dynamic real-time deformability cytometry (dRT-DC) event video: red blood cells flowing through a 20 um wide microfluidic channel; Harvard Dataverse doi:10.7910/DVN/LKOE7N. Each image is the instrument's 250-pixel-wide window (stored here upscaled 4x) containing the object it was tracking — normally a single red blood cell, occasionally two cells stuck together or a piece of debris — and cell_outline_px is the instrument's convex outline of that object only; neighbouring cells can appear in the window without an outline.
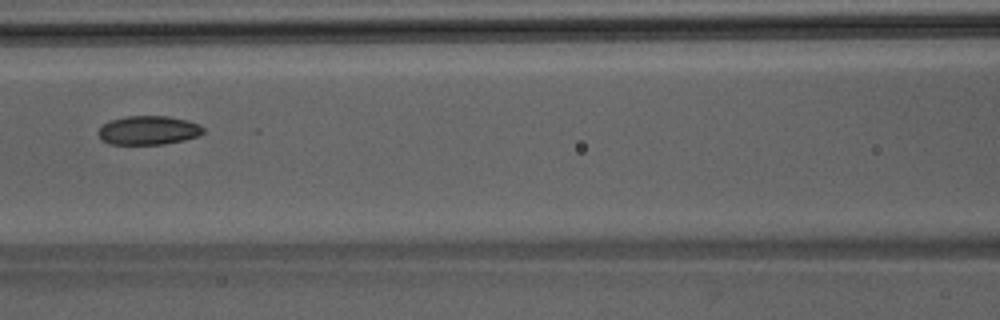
{"species": "Egyptian fruit bat (a non-hibernating species)", "species_latin": "Rousettus aegyptiacus", "temperature_condition": "room temperature", "stored_images_in_passage": 27, "camera_frame_rate_fps": 3000, "um_per_image_px": 0.085, "animal": {"sex": "male"}, "frame": {"image": 1, "passage_image": 7, "time_ms": 2.0, "image_size_px": [1000, 320], "cell_outline_px": [[204, 132], [196, 136], [184, 140], [164, 144], [108, 144], [100, 140], [96, 132], [108, 120], [124, 116], [168, 116], [188, 120], [200, 124], [204, 128]], "centroid_in_image_um": [12.58, 11.07], "position_along_channel_um": 154.0, "area_um2": 17.92}}
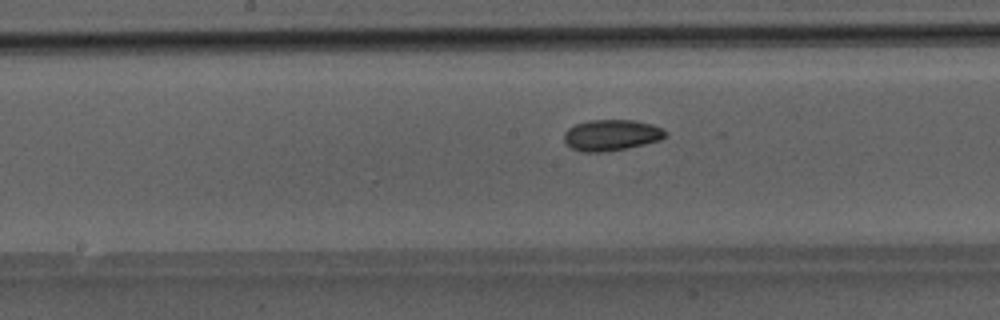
{"frame": {"image": 2, "passage_image": 10, "time_ms": 3.0, "image_size_px": [1000, 320], "cell_outline_px": [[668, 136], [660, 140], [628, 148], [608, 152], [580, 152], [564, 144], [564, 132], [568, 128], [576, 124], [588, 120], [636, 120], [652, 124], [668, 132]], "centroid_in_image_um": [51.96, 11.49], "position_along_channel_um": 196.2, "area_um2": 18.67}}
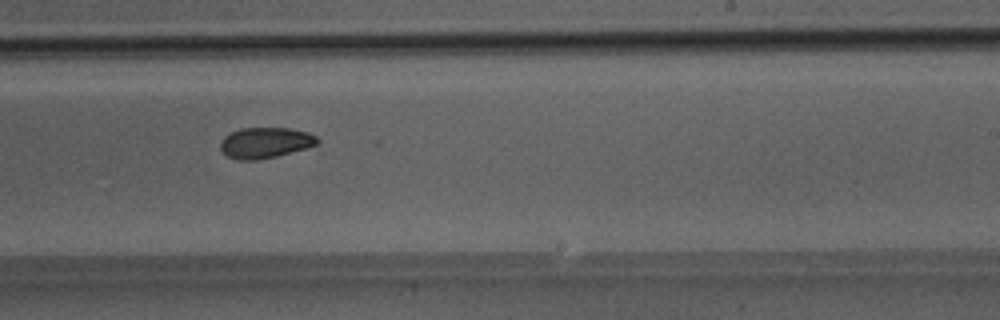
{"frame": {"image": 3, "passage_image": 15, "time_ms": 4.667, "image_size_px": [1000, 320], "cell_outline_px": [[320, 144], [276, 156], [256, 160], [236, 160], [228, 156], [220, 148], [220, 140], [224, 136], [240, 128], [292, 128], [308, 132], [316, 136], [320, 140]], "centroid_in_image_um": [22.56, 12.12], "position_along_channel_um": 266.4, "area_um2": 17.46}}